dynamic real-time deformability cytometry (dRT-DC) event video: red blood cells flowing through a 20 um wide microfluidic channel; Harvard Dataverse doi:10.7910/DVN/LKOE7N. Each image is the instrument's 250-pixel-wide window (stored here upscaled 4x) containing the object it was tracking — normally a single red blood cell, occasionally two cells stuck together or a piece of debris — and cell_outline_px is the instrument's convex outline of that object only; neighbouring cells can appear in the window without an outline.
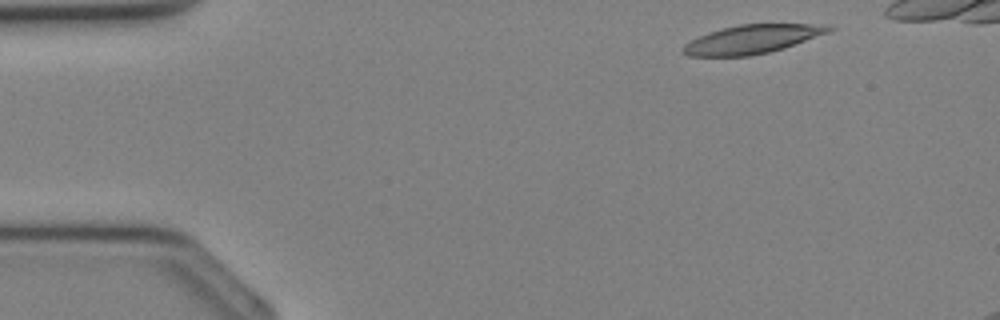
{"species": "Egyptian fruit bat (a non-hibernating species)", "species_latin": "Rousettus aegyptiacus", "temperature_condition": "cold", "stored_images_in_passage": 8, "camera_frame_rate_fps": 3000, "um_per_image_px": 0.085, "animal": {"sex": "female"}, "frame": {"image": 1, "passage_image": 2, "time_ms": 0.333, "image_size_px": [1000, 320], "cell_outline_px": [[836, 28], [828, 32], [784, 48], [768, 52], [748, 56], [688, 56], [680, 52], [680, 48], [684, 44], [708, 32], [740, 24], [808, 24]], "centroid_in_image_um": [63.84, 3.35], "position_along_channel_um": 21.2, "area_um2": 23.99}}